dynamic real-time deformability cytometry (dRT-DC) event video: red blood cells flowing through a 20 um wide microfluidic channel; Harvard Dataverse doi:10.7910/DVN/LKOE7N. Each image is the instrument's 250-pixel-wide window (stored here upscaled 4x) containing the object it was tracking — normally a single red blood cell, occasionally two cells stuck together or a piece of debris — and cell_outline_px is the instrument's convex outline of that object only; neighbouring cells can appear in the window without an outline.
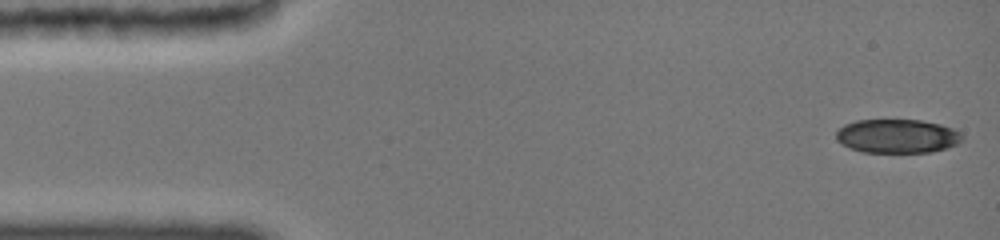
{"species": "common noctule bat (a hibernating species)", "species_latin": "Nyctalus noctula", "temperature_condition": "cold", "stored_images_in_passage": 25, "camera_frame_rate_fps": 3000, "um_per_image_px": 0.085, "animal": {"sex": "female", "body_mass_g": 19.0, "forearm_length_mm": 51.5}, "frame": {"image": 1, "passage_image": 1, "time_ms": 0.0, "image_size_px": [1000, 240], "cell_outline_px": [[964, 136], [956, 144], [944, 148], [928, 152], [864, 152], [852, 148], [836, 140], [836, 132], [844, 124], [856, 120], [920, 120], [940, 124], [952, 128], [960, 132]], "centroid_in_image_um": [76.25, 11.56], "position_along_channel_um": 8.7, "area_um2": 24.62}}
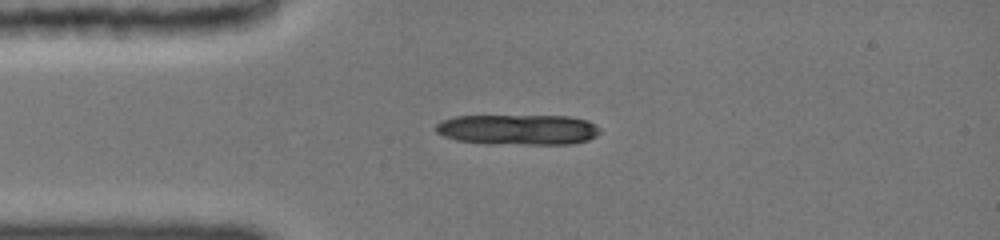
{"frame": {"image": 2, "passage_image": 18, "time_ms": 3.333, "image_size_px": [1000, 240], "cell_outline_px": [[600, 132], [588, 140], [568, 144], [528, 144], [456, 140], [444, 136], [436, 132], [436, 124], [444, 120], [456, 116], [568, 116], [584, 120], [592, 124]], "centroid_in_image_um": [44.02, 11.0], "position_along_channel_um": 41.0, "area_um2": 28.26}}